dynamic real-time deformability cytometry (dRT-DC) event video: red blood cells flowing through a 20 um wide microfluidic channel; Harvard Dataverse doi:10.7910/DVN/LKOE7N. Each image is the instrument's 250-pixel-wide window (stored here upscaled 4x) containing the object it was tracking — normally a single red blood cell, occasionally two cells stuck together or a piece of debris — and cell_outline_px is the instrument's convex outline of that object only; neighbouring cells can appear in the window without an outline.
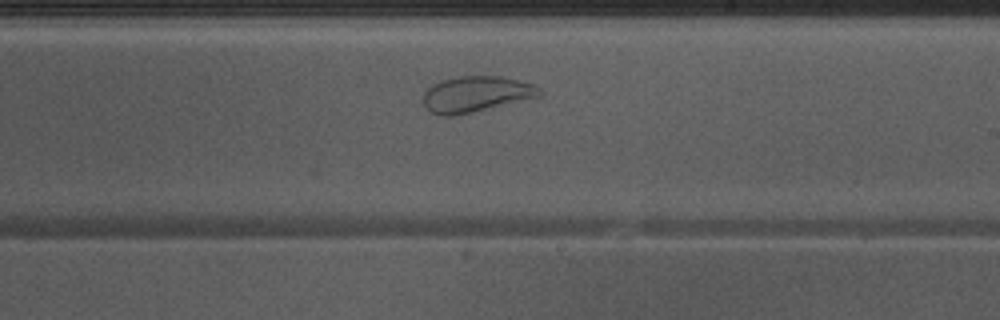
{"species": "Egyptian fruit bat (a non-hibernating species)", "species_latin": "Rousettus aegyptiacus", "temperature_condition": "warm", "stored_images_in_passage": 32, "camera_frame_rate_fps": 3000, "um_per_image_px": 0.085, "animal": {"sex": "male"}, "frame": {"image": 1, "passage_image": 19, "time_ms": 6.0, "image_size_px": [1000, 320], "cell_outline_px": [[544, 92], [540, 96], [472, 112], [452, 116], [440, 116], [432, 112], [424, 104], [424, 92], [432, 84], [440, 80], [460, 76], [500, 76], [532, 84], [540, 88]], "centroid_in_image_um": [40.45, 7.99], "position_along_channel_um": 248.6, "area_um2": 24.04}}
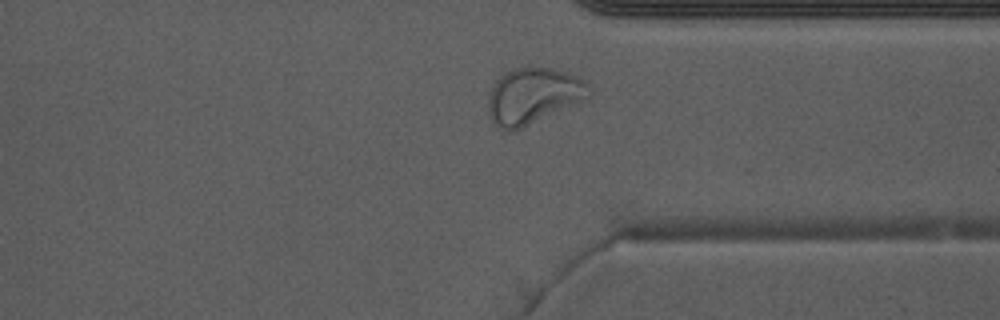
{"frame": {"image": 2, "passage_image": 28, "time_ms": 9.0, "image_size_px": [1000, 320], "cell_outline_px": [[592, 92], [588, 96], [572, 104], [520, 128], [508, 132], [500, 128], [492, 120], [488, 112], [488, 96], [496, 80], [504, 72], [528, 64], [552, 68], [576, 76], [584, 80], [588, 84]], "centroid_in_image_um": [45.27, 8.09], "position_along_channel_um": 366.1, "area_um2": 32.54}, "authors_computed_cell_mechanics": {"area_um2": 29.7959, "velocity_mm_per_s": 3.9474, "shape_relaxation_time_tau1_ms": null, "shape_relaxation_time_tau2_ms": 1.0965, "deformation_change_tau1": null, "deformation_change_tau2": 0.0697}}